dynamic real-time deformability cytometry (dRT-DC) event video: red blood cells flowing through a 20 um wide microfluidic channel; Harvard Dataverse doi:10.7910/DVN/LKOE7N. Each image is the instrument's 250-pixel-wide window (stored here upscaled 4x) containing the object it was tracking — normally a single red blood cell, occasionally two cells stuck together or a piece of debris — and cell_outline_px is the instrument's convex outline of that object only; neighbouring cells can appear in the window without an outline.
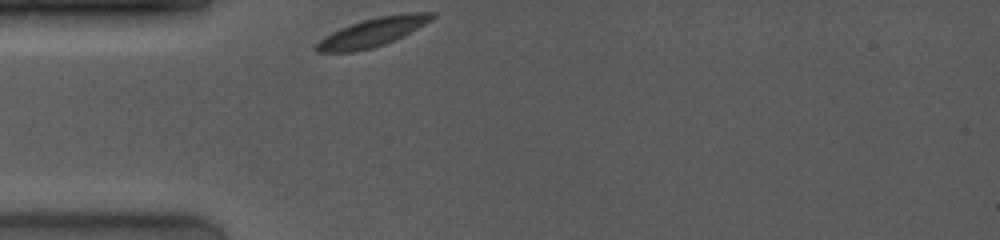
{"species": "common noctule bat (a hibernating species)", "species_latin": "Nyctalus noctula", "temperature_condition": "room temperature", "stored_images_in_passage": 1, "camera_frame_rate_fps": 4000, "um_per_image_px": 0.085, "animal": {"sex": "female", "body_mass_g": 19.0, "forearm_length_mm": 53.3}, "frame": {"image": 1, "passage_image": 1, "time_ms": 0.0, "image_size_px": [1000, 240], "cell_outline_px": [[436, 16], [432, 20], [384, 44], [372, 48], [352, 52], [316, 52], [312, 48], [324, 36], [340, 28], [364, 20], [380, 16], [412, 12], [436, 12]], "centroid_in_image_um": [31.63, 2.74], "position_along_channel_um": 53.4, "area_um2": 18.9}}